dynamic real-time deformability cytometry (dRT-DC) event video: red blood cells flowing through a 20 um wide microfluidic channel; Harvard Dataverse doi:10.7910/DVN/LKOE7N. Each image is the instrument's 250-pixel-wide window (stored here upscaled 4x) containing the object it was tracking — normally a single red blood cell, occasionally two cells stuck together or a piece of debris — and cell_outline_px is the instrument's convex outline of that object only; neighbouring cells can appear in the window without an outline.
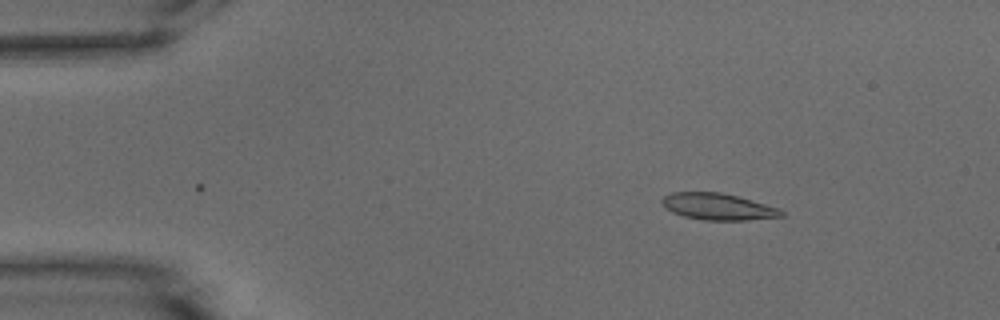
{"species": "common noctule bat (a hibernating species)", "species_latin": "Nyctalus noctula", "temperature_condition": "warm", "stored_images_in_passage": 4, "camera_frame_rate_fps": 3000, "um_per_image_px": 0.085, "animal": {"sex": "male", "body_mass_g": 15.6}, "frame": {"image": 1, "passage_image": 4, "time_ms": 1.0, "image_size_px": [1000, 320], "cell_outline_px": [[784, 216], [748, 220], [704, 220], [684, 216], [672, 212], [664, 208], [660, 200], [664, 196], [672, 192], [720, 192], [752, 200], [780, 208], [784, 212]], "centroid_in_image_um": [61.02, 17.56], "position_along_channel_um": 24.0, "area_um2": 18.55}}